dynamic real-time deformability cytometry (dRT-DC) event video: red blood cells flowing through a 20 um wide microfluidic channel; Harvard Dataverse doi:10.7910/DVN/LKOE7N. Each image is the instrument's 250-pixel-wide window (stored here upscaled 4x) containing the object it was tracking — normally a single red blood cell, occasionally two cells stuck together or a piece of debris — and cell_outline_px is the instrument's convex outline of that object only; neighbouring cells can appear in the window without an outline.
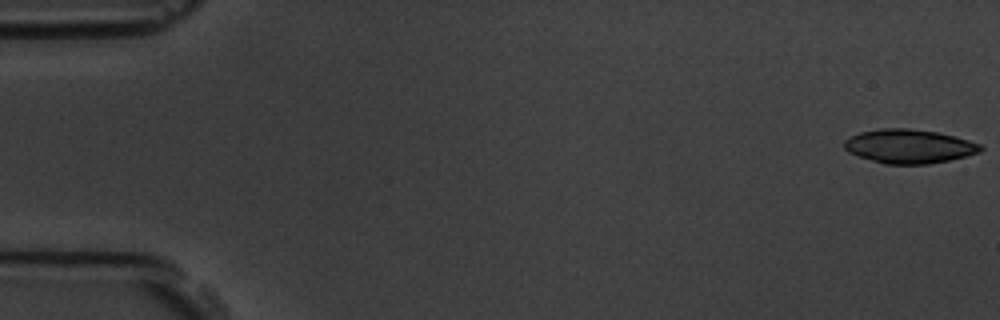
{"species": "common noctule bat (a hibernating species)", "species_latin": "Nyctalus noctula", "temperature_condition": "room temperature", "stored_images_in_passage": 5, "camera_frame_rate_fps": 3000, "um_per_image_px": 0.085, "animal": {"sex": "male", "body_mass_g": 19.5, "forearm_length_mm": 54.6}, "frame": {"image": 1, "passage_image": 1, "time_ms": 0.0, "image_size_px": [1000, 320], "cell_outline_px": [[984, 148], [980, 152], [948, 160], [928, 164], [884, 164], [848, 152], [844, 148], [844, 140], [860, 132], [880, 128], [908, 128], [940, 132], [984, 144]], "centroid_in_image_um": [77.31, 12.42], "position_along_channel_um": 7.7, "area_um2": 27.05}}
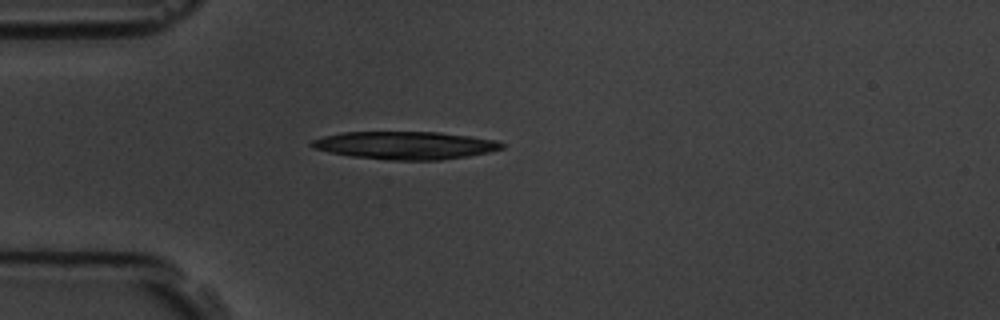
{"frame": {"image": 2, "passage_image": 5, "time_ms": 4.667, "image_size_px": [1000, 320], "cell_outline_px": [[504, 148], [488, 152], [468, 156], [440, 160], [392, 160], [352, 156], [312, 148], [308, 144], [312, 140], [324, 136], [344, 132], [440, 132], [496, 140], [504, 144]], "centroid_in_image_um": [34.45, 12.35], "position_along_channel_um": 50.6, "area_um2": 30.63}}